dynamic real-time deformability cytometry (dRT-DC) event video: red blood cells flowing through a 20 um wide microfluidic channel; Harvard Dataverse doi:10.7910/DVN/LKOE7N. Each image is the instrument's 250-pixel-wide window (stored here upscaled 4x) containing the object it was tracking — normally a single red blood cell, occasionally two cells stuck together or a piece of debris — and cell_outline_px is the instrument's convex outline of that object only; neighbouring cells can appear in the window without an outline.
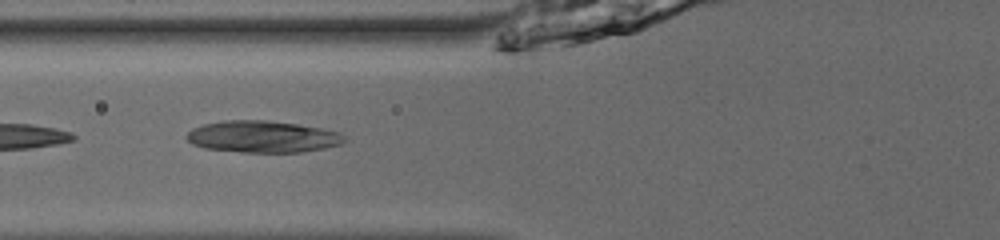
{"species": "common noctule bat (a hibernating species)", "species_latin": "Nyctalus noctula", "temperature_condition": "room temperature", "stored_images_in_passage": 12, "camera_frame_rate_fps": 3000, "um_per_image_px": 0.085, "animal": {"sex": "male", "body_mass_g": 13.0, "forearm_length_mm": 53.1}, "frame": {"image": 1, "passage_image": 6, "time_ms": 1.667, "image_size_px": [1000, 240], "cell_outline_px": [[348, 140], [340, 144], [324, 148], [300, 152], [244, 152], [204, 148], [192, 144], [184, 136], [192, 128], [204, 124], [224, 120], [268, 120], [296, 124], [320, 128], [340, 132]], "centroid_in_image_um": [22.31, 11.61], "position_along_channel_um": 103.5, "area_um2": 29.19}}